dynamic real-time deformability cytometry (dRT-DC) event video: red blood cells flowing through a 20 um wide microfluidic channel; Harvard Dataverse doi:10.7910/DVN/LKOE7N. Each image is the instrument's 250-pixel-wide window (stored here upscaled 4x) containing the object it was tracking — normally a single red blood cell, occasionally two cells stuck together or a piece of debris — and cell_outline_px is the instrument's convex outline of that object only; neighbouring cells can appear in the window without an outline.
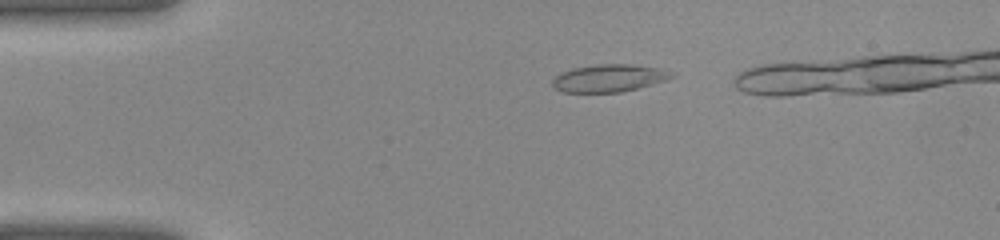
{"species": "common noctule bat (a hibernating species)", "species_latin": "Nyctalus noctula", "temperature_condition": "warm", "stored_images_in_passage": 26, "camera_frame_rate_fps": 3000, "um_per_image_px": 0.085, "animal": {"sex": "female", "body_mass_g": 22.0, "forearm_length_mm": 56.7}, "frame": {"image": 1, "passage_image": 1, "time_ms": 0.0, "image_size_px": [1000, 240], "cell_outline_px": [[676, 76], [664, 80], [636, 88], [620, 92], [564, 92], [556, 88], [552, 84], [552, 80], [560, 72], [572, 68], [596, 64], [632, 64], [664, 68], [672, 72]], "centroid_in_image_um": [51.77, 6.62], "position_along_channel_um": 33.2, "area_um2": 19.07}}
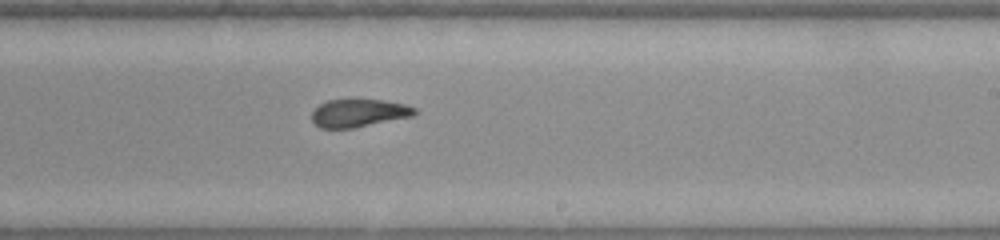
{"frame": {"image": 2, "passage_image": 17, "time_ms": 5.333, "image_size_px": [1000, 240], "cell_outline_px": [[416, 112], [412, 116], [352, 128], [320, 128], [312, 120], [312, 112], [320, 104], [328, 100], [348, 96], [352, 96], [384, 100], [404, 104], [416, 108]], "centroid_in_image_um": [30.46, 9.54], "position_along_channel_um": 258.5, "area_um2": 17.28}}
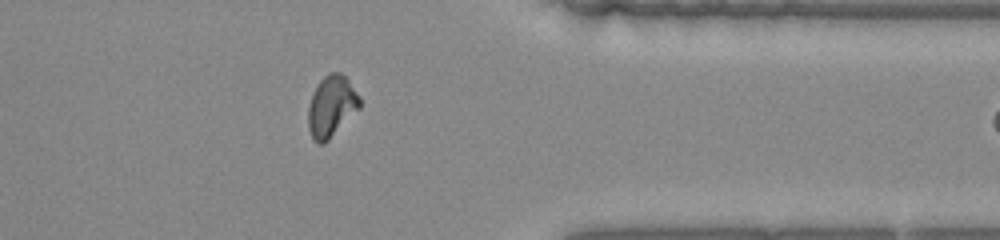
{"frame": {"image": 3, "passage_image": 25, "time_ms": 8.0, "image_size_px": [1000, 240], "cell_outline_px": [[360, 108], [324, 144], [316, 144], [308, 128], [308, 108], [312, 96], [320, 80], [328, 72], [340, 72], [348, 80], [360, 96]], "centroid_in_image_um": [28.18, 9.04], "position_along_channel_um": 383.2, "area_um2": 18.26}}